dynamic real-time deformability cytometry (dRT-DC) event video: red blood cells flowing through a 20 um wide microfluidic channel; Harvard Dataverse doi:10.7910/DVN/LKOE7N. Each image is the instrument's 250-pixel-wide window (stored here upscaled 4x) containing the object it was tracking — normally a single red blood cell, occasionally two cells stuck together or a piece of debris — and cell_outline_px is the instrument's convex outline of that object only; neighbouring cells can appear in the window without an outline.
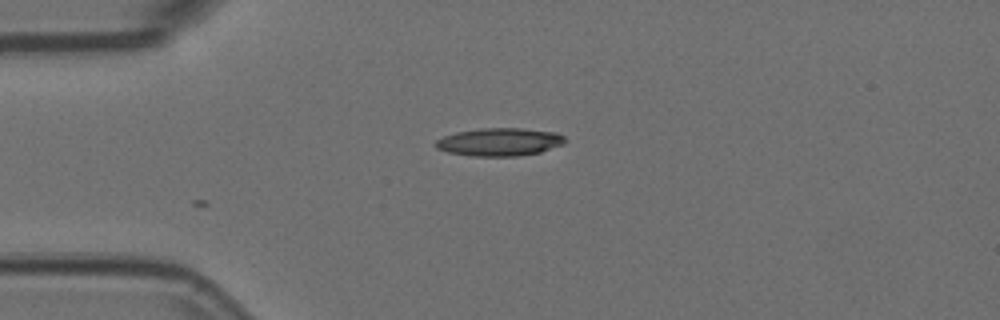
{"species": "Egyptian fruit bat (a non-hibernating species)", "species_latin": "Rousettus aegyptiacus", "temperature_condition": "room temperature", "stored_images_in_passage": 6, "camera_frame_rate_fps": 3000, "um_per_image_px": 0.085, "animal": {"sex": "female"}, "frame": {"image": 1, "passage_image": 6, "time_ms": 1.667, "image_size_px": [1000, 320], "cell_outline_px": [[568, 140], [564, 144], [540, 152], [516, 156], [468, 156], [448, 152], [436, 148], [432, 144], [436, 140], [444, 136], [456, 132], [480, 128], [520, 128], [556, 132], [564, 136]], "centroid_in_image_um": [42.45, 12.06], "position_along_channel_um": 42.6, "area_um2": 21.27}}